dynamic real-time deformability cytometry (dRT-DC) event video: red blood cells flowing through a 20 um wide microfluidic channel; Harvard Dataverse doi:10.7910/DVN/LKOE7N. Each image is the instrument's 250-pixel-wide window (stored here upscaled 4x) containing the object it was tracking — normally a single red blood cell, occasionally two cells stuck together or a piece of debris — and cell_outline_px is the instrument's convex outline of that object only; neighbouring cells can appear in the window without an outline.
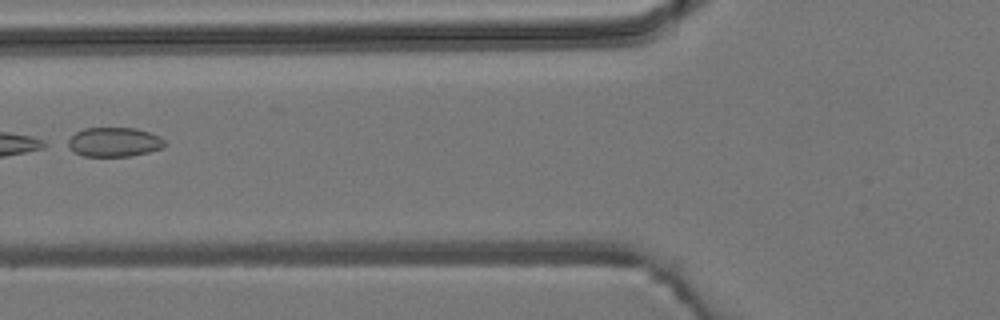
{"species": "common noctule bat (a hibernating species)", "species_latin": "Nyctalus noctula", "temperature_condition": "room temperature", "stored_images_in_passage": 4, "camera_frame_rate_fps": 3000, "um_per_image_px": 0.085, "animal": {"sex": "male", "body_mass_g": 19.2, "forearm_length_mm": 51.8}, "frame": {"image": 1, "passage_image": 3, "time_ms": 2.667, "image_size_px": [1000, 320], "cell_outline_px": [[164, 148], [148, 152], [128, 156], [84, 156], [72, 152], [64, 144], [76, 132], [84, 128], [136, 128], [160, 136], [164, 140]], "centroid_in_image_um": [9.66, 12.08], "position_along_channel_um": 116.1, "area_um2": 16.65}}
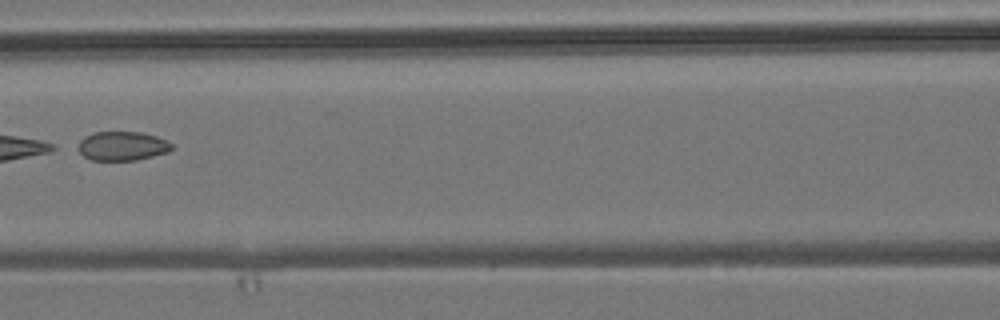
{"frame": {"image": 2, "passage_image": 4, "time_ms": 3.667, "image_size_px": [1000, 320], "cell_outline_px": [[172, 148], [168, 152], [136, 160], [92, 160], [84, 156], [72, 148], [84, 136], [92, 132], [140, 132], [156, 136], [168, 140], [172, 144]], "centroid_in_image_um": [10.32, 12.4], "position_along_channel_um": 156.3, "area_um2": 16.18}}